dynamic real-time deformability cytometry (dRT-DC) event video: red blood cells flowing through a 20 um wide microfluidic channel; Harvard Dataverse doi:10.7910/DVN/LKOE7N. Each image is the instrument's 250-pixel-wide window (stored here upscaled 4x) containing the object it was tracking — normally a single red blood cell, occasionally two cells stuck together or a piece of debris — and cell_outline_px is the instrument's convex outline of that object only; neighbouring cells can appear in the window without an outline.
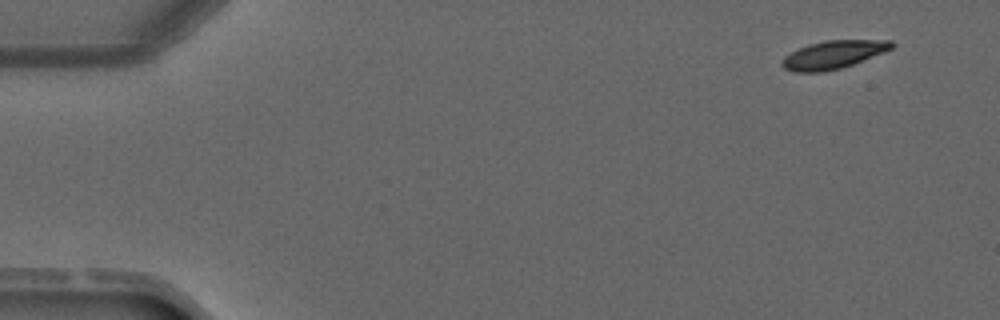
{"species": "common noctule bat (a hibernating species)", "species_latin": "Nyctalus noctula", "temperature_condition": "warm", "stored_images_in_passage": 5, "camera_frame_rate_fps": 3000, "um_per_image_px": 0.085, "animal": {"sex": "male", "forearm_length_mm": 52.5}, "frame": {"image": 1, "passage_image": 1, "time_ms": 0.0, "image_size_px": [1000, 320], "cell_outline_px": [[896, 44], [892, 48], [884, 52], [852, 64], [840, 68], [824, 72], [792, 72], [784, 68], [780, 64], [780, 60], [784, 56], [808, 44], [824, 40], [892, 40]], "centroid_in_image_um": [70.81, 4.64], "position_along_channel_um": 14.2, "area_um2": 17.98}}
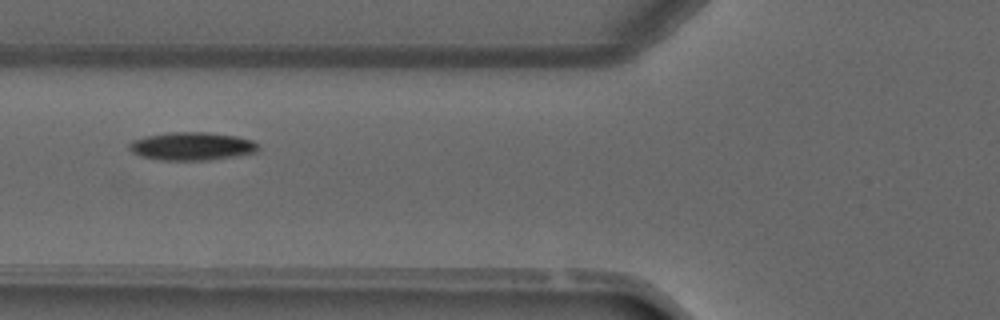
{"frame": {"image": 2, "passage_image": 5, "time_ms": 4.667, "image_size_px": [1000, 320], "cell_outline_px": [[260, 148], [256, 152], [236, 156], [208, 160], [160, 160], [140, 156], [132, 152], [128, 148], [128, 144], [132, 140], [144, 136], [168, 132], [208, 132], [236, 136], [252, 140], [260, 144]], "centroid_in_image_um": [16.3, 12.42], "position_along_channel_um": 109.5, "area_um2": 21.39}}